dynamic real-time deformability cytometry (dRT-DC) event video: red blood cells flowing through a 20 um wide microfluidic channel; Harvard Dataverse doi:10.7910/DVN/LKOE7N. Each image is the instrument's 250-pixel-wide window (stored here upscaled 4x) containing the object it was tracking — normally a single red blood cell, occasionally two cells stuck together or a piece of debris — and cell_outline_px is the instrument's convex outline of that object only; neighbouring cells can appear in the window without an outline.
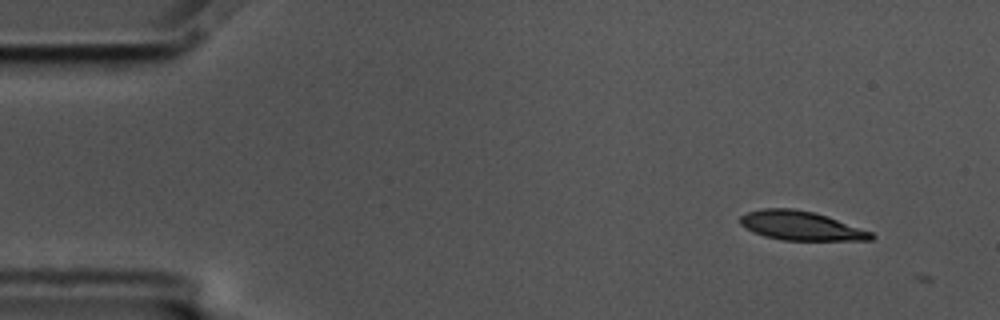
{"species": "common noctule bat (a hibernating species)", "species_latin": "Nyctalus noctula", "temperature_condition": "cold", "stored_images_in_passage": 4, "camera_frame_rate_fps": 3000, "um_per_image_px": 0.085, "animal": {"sex": "male", "body_mass_g": 17.5, "forearm_length_mm": 52.3}, "frame": {"image": 1, "passage_image": 3, "time_ms": 0.667, "image_size_px": [1000, 320], "cell_outline_px": [[876, 236], [872, 240], [784, 240], [764, 236], [752, 232], [740, 224], [740, 216], [748, 212], [764, 208], [792, 208], [812, 212], [828, 216], [872, 232]], "centroid_in_image_um": [68.08, 19.19], "position_along_channel_um": 16.9, "area_um2": 22.14}}